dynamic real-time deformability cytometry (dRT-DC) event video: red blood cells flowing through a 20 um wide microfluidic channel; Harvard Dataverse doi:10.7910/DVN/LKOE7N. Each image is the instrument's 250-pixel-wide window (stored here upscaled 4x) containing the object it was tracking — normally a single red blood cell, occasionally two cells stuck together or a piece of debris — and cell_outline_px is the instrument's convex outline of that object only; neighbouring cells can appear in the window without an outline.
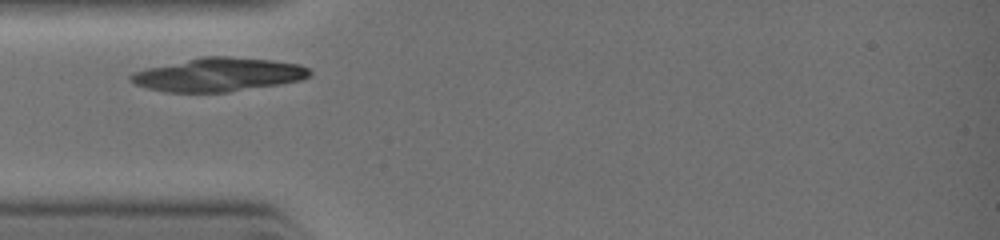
{"species": "common noctule bat (a hibernating species)", "species_latin": "Nyctalus noctula", "temperature_condition": "warm", "stored_images_in_passage": 23, "camera_frame_rate_fps": 3000, "um_per_image_px": 0.085, "animal": {"sex": "female", "body_mass_g": 19.0, "forearm_length_mm": 51.5}, "frame": {"image": 1, "passage_image": 1, "time_ms": 0.0, "image_size_px": [1000, 240], "cell_outline_px": [[312, 72], [308, 76], [300, 80], [276, 84], [224, 92], [168, 92], [148, 88], [136, 84], [128, 80], [128, 76], [136, 72], [148, 68], [200, 56], [228, 56], [272, 60], [300, 64], [308, 68]], "centroid_in_image_um": [18.55, 6.33], "position_along_channel_um": 66.5, "area_um2": 34.56}}
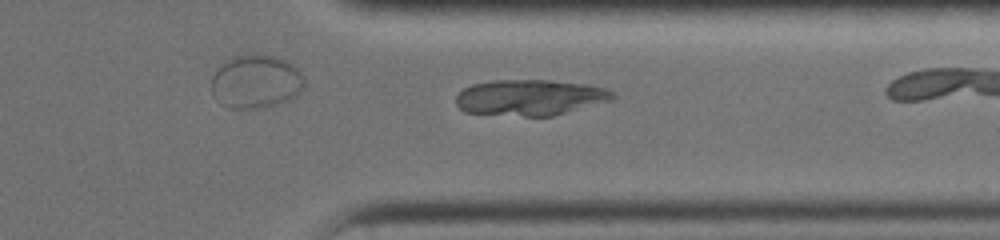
{"frame": {"image": 2, "passage_image": 20, "time_ms": 4.667, "image_size_px": [1000, 240], "cell_outline_px": [[616, 96], [608, 100], [552, 116], [524, 116], [464, 112], [456, 104], [456, 96], [464, 88], [472, 84], [492, 80], [552, 80], [588, 84], [604, 88], [612, 92]], "centroid_in_image_um": [45.0, 8.27], "position_along_channel_um": 366.4, "area_um2": 32.48}}